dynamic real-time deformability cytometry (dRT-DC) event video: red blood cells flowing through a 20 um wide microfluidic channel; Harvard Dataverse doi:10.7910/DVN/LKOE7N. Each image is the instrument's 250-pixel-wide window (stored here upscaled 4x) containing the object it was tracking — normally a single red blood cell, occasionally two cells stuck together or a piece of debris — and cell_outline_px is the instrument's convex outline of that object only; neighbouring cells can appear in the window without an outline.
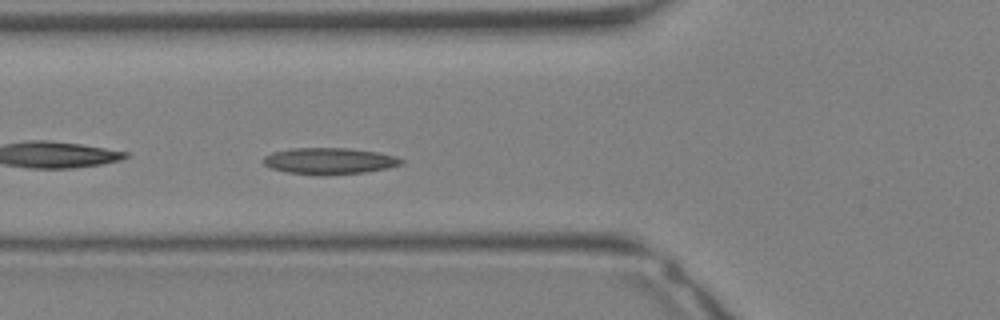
{"species": "Egyptian fruit bat (a non-hibernating species)", "species_latin": "Rousettus aegyptiacus", "temperature_condition": "warm", "stored_images_in_passage": 31, "camera_frame_rate_fps": 3000, "um_per_image_px": 0.085, "animal": {"sex": "female"}, "frame": {"image": 1, "passage_image": 10, "time_ms": 3.0, "image_size_px": [1000, 320], "cell_outline_px": [[404, 164], [388, 168], [364, 172], [288, 172], [272, 168], [264, 164], [260, 160], [264, 156], [272, 152], [288, 148], [348, 148], [380, 152], [396, 156], [404, 160]], "centroid_in_image_um": [28.02, 13.62], "position_along_channel_um": 97.8, "area_um2": 20.46}}
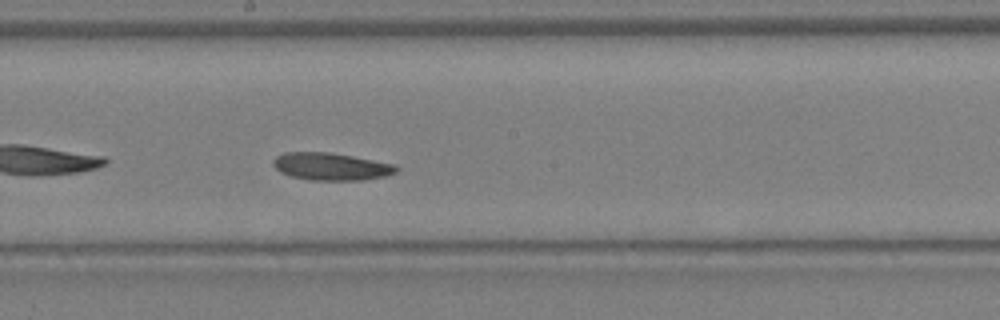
{"frame": {"image": 2, "passage_image": 16, "time_ms": 5.0, "image_size_px": [1000, 320], "cell_outline_px": [[400, 168], [396, 172], [384, 176], [364, 180], [308, 180], [292, 176], [280, 172], [272, 164], [272, 160], [276, 156], [284, 152], [328, 152], [352, 156], [396, 164]], "centroid_in_image_um": [28.14, 14.15], "position_along_channel_um": 220.1, "area_um2": 19.77}}
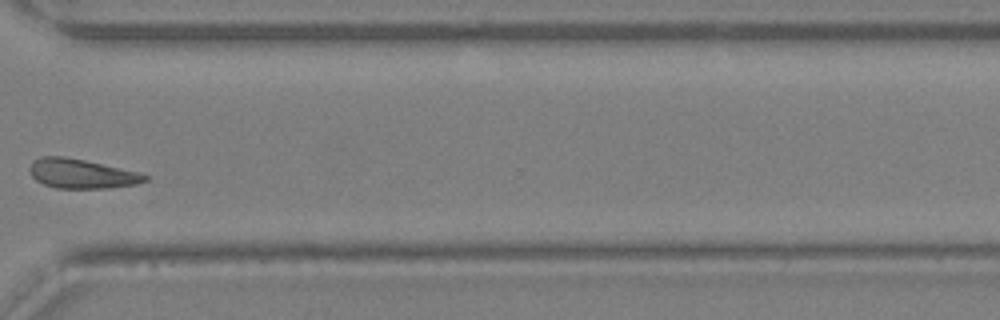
{"frame": {"image": 3, "passage_image": 23, "time_ms": 7.333, "image_size_px": [1000, 320], "cell_outline_px": [[148, 180], [136, 184], [108, 188], [56, 188], [44, 184], [36, 180], [32, 176], [28, 168], [40, 156], [64, 156], [84, 160], [140, 172], [148, 176]], "centroid_in_image_um": [6.94, 14.76], "position_along_channel_um": 363.7, "area_um2": 19.65}}